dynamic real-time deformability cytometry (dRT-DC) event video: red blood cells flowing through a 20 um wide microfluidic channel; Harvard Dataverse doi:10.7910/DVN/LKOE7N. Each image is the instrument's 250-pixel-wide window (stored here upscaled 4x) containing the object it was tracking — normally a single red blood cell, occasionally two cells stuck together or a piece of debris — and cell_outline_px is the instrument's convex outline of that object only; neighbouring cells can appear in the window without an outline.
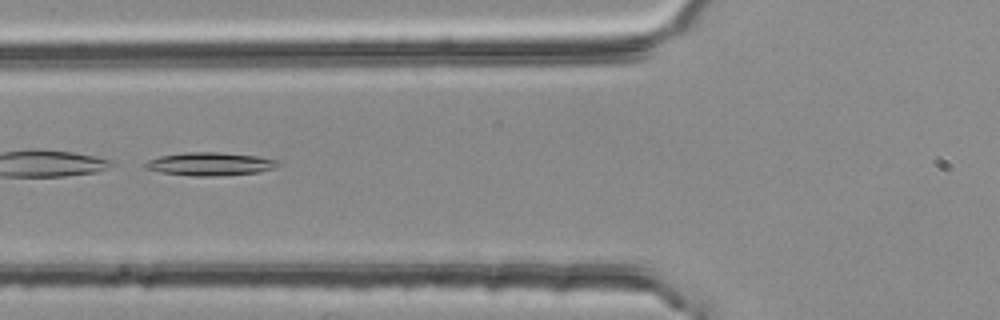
{"species": "common noctule bat (a hibernating species)", "species_latin": "Nyctalus noctula", "temperature_condition": "room temperature", "stored_images_in_passage": 4, "segment_of_instrument_passage": [2, 2], "camera_frame_rate_fps": 3000, "um_per_image_px": 0.085, "animal": {"sex": "female", "body_mass_g": 25.1}, "frame": {"image": 1, "passage_image": 4, "time_ms": 1.0, "image_size_px": [1000, 320], "cell_outline_px": [[280, 164], [272, 168], [260, 172], [220, 176], [196, 176], [160, 172], [144, 168], [140, 164], [148, 160], [160, 156], [184, 152], [220, 152], [260, 156], [276, 160]], "centroid_in_image_um": [17.81, 13.93], "position_along_channel_um": 108.0, "area_um2": 18.09}}